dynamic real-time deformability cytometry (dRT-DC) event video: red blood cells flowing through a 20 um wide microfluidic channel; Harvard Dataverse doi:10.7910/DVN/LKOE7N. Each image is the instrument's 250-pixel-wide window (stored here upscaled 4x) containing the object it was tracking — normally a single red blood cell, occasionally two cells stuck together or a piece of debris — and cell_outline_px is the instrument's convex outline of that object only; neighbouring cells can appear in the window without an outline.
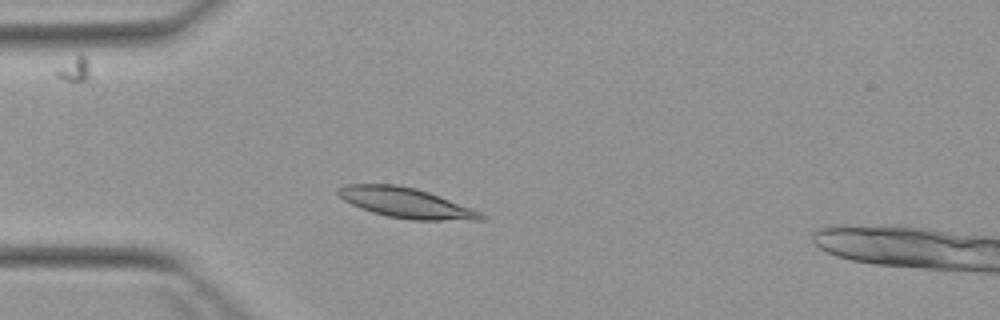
{"species": "Egyptian fruit bat (a non-hibernating species)", "species_latin": "Rousettus aegyptiacus", "temperature_condition": "warm", "stored_images_in_passage": 3, "camera_frame_rate_fps": 3000, "um_per_image_px": 0.085, "animal": {"sex": "female"}, "frame": {"image": 1, "passage_image": 3, "time_ms": 2.333, "image_size_px": [1000, 320], "cell_outline_px": [[484, 220], [412, 220], [388, 216], [372, 212], [360, 208], [344, 200], [336, 192], [340, 188], [348, 184], [396, 184], [416, 188], [428, 192], [480, 212], [484, 216]], "centroid_in_image_um": [34.48, 17.24], "position_along_channel_um": 50.5, "area_um2": 24.62}}